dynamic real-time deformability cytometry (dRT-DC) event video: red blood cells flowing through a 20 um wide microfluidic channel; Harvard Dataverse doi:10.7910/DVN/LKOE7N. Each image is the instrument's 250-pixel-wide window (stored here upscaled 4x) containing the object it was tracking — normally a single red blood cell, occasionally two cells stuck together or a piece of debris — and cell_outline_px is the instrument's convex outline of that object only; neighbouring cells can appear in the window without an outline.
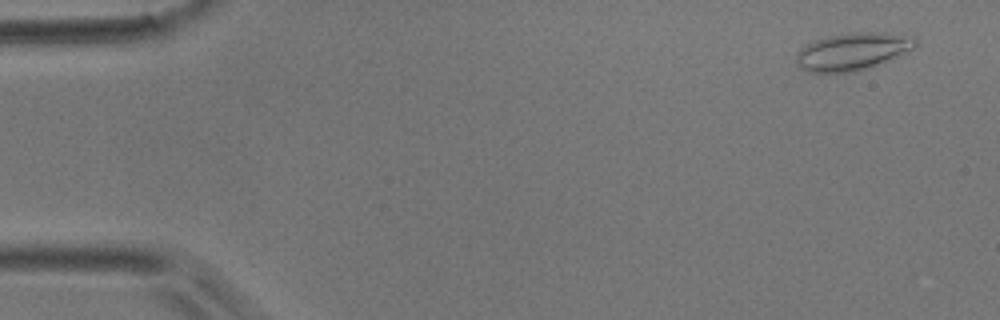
{"species": "common noctule bat (a hibernating species)", "species_latin": "Nyctalus noctula", "temperature_condition": "room temperature", "stored_images_in_passage": 52, "camera_frame_rate_fps": 3000, "um_per_image_px": 0.085, "animal": {"sex": "male", "body_mass_g": 17.9}, "frame": {"image": 1, "passage_image": 3, "time_ms": 0.667, "image_size_px": [1000, 320], "cell_outline_px": [[916, 48], [876, 64], [852, 72], [808, 72], [796, 60], [796, 56], [800, 48], [816, 40], [828, 36], [852, 32], [880, 32], [916, 36]], "centroid_in_image_um": [72.5, 4.34], "position_along_channel_um": 12.5, "area_um2": 25.49}}
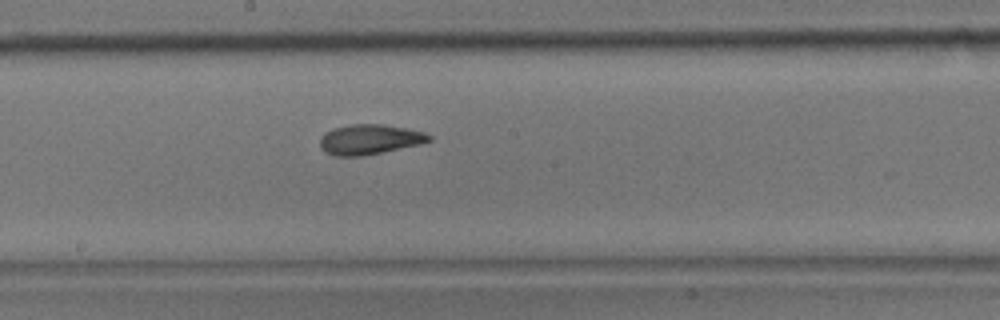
{"frame": {"image": 2, "passage_image": 28, "time_ms": 9.0, "image_size_px": [1000, 320], "cell_outline_px": [[432, 140], [420, 144], [364, 156], [336, 156], [324, 152], [320, 148], [320, 136], [324, 132], [332, 128], [352, 124], [384, 124], [424, 132], [432, 136]], "centroid_in_image_um": [31.38, 11.85], "position_along_channel_um": 216.8, "area_um2": 19.25}}
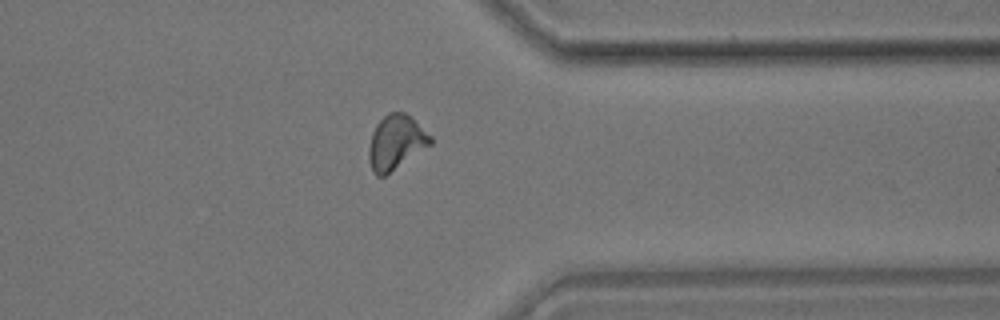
{"frame": {"image": 3, "passage_image": 41, "time_ms": 13.333, "image_size_px": [1000, 320], "cell_outline_px": [[432, 144], [384, 176], [376, 176], [372, 172], [368, 156], [368, 148], [372, 132], [376, 124], [388, 112], [404, 112], [432, 136]], "centroid_in_image_um": [33.63, 12.11], "position_along_channel_um": 377.8, "area_um2": 19.42}, "authors_computed_cell_mechanics": {"area_um2": 19.2185, "velocity_mm_per_s": 3.8567, "shape_relaxation_time_tau1_ms": 7.0136, "shape_relaxation_time_tau2_ms": 1.1893, "deformation_change_tau1": 0.1838, "deformation_change_tau2": 0.0819}}